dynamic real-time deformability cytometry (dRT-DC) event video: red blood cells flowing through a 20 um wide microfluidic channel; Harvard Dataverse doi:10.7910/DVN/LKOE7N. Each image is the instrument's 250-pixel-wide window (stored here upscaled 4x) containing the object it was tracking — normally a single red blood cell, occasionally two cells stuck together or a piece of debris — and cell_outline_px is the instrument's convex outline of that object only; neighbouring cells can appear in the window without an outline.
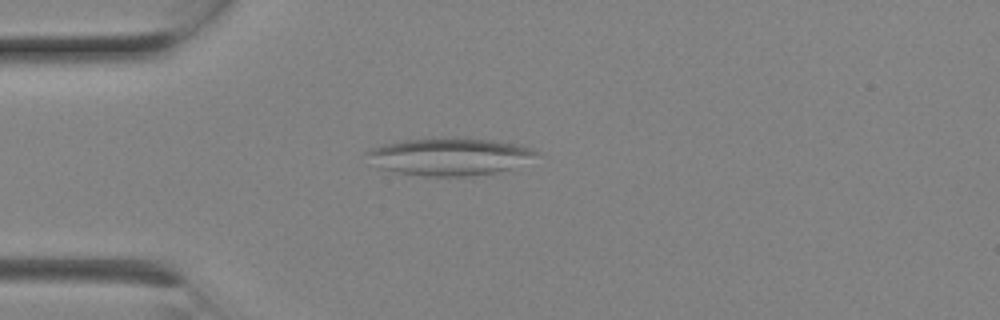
{"species": "Egyptian fruit bat (a non-hibernating species)", "species_latin": "Rousettus aegyptiacus", "temperature_condition": "room temperature", "stored_images_in_passage": 5, "camera_frame_rate_fps": 3000, "um_per_image_px": 0.085, "animal": {"sex": "female"}, "frame": {"image": 1, "passage_image": 3, "time_ms": 0.667, "image_size_px": [1000, 320], "cell_outline_px": [[536, 152], [508, 168], [496, 172], [468, 176], [420, 176], [396, 172], [380, 168], [364, 152], [372, 148], [384, 144], [404, 140], [464, 136], [492, 140], [516, 144], [532, 148]], "centroid_in_image_um": [38.09, 13.28], "position_along_channel_um": 46.9, "area_um2": 36.24}}